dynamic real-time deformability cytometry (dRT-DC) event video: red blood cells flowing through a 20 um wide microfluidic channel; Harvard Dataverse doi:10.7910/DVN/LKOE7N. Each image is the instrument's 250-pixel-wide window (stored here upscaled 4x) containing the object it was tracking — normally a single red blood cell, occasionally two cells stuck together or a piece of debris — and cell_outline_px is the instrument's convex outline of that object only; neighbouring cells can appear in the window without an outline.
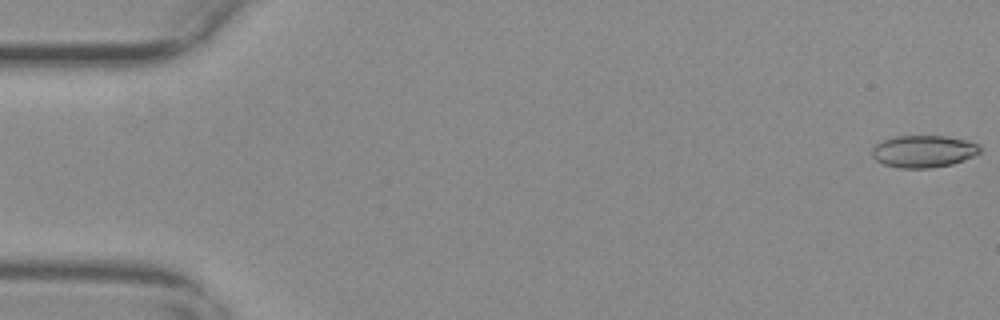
{"species": "common noctule bat (a hibernating species)", "species_latin": "Nyctalus noctula", "temperature_condition": "warm", "stored_images_in_passage": 55, "camera_frame_rate_fps": 3000, "um_per_image_px": 0.085, "animal": {"sex": "female", "body_mass_g": 29.2, "forearm_length_mm": 56.3}, "frame": {"image": 1, "passage_image": 1, "time_ms": 0.0, "image_size_px": [1000, 320], "cell_outline_px": [[980, 152], [972, 156], [952, 164], [932, 168], [900, 168], [884, 164], [876, 160], [872, 156], [872, 148], [880, 140], [892, 136], [944, 136], [964, 140], [976, 144], [980, 148]], "centroid_in_image_um": [78.43, 12.86], "position_along_channel_um": 6.6, "area_um2": 20.11}}
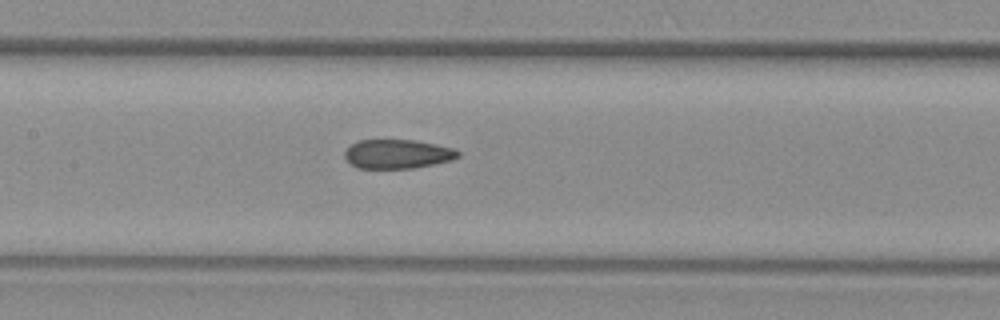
{"frame": {"image": 2, "passage_image": 27, "time_ms": 8.667, "image_size_px": [1000, 320], "cell_outline_px": [[460, 156], [452, 160], [412, 168], [356, 168], [344, 156], [344, 152], [352, 144], [360, 140], [416, 140], [436, 144], [452, 148], [460, 152]], "centroid_in_image_um": [33.8, 13.08], "position_along_channel_um": 173.6, "area_um2": 19.07}}
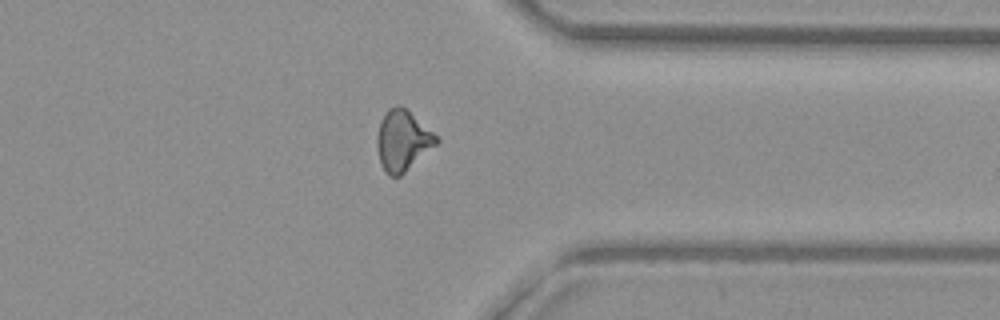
{"frame": {"image": 3, "passage_image": 44, "time_ms": 14.333, "image_size_px": [1000, 320], "cell_outline_px": [[440, 140], [436, 144], [400, 176], [388, 176], [384, 172], [380, 164], [376, 148], [376, 136], [380, 120], [388, 108], [396, 104], [400, 104], [432, 132]], "centroid_in_image_um": [34.15, 11.95], "position_along_channel_um": 377.2, "area_um2": 20.81}, "authors_computed_cell_mechanics": {"area_um2": 20.3456, "velocity_mm_per_s": 3.7133, "shape_relaxation_time_tau1_ms": null, "shape_relaxation_time_tau2_ms": 2.117, "deformation_change_tau1": null, "deformation_change_tau2": 0.0995}}